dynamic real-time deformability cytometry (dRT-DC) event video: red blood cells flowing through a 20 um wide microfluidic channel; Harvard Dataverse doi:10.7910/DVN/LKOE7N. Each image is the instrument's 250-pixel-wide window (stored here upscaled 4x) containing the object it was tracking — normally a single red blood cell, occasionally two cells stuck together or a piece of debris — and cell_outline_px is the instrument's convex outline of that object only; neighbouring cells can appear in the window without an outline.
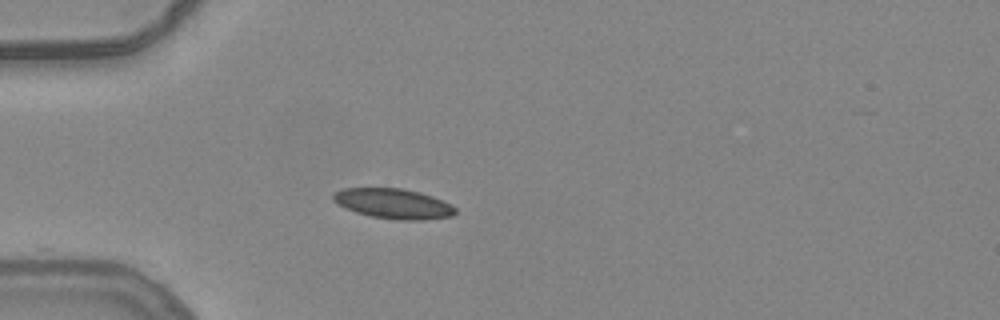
{"species": "common noctule bat (a hibernating species)", "species_latin": "Nyctalus noctula", "temperature_condition": "warm", "stored_images_in_passage": 27, "camera_frame_rate_fps": 3000, "um_per_image_px": 0.085, "animal": {"sex": "female", "body_mass_g": 24.6, "forearm_length_mm": 56.2}, "frame": {"image": 1, "passage_image": 1, "time_ms": 0.0, "image_size_px": [1000, 320], "cell_outline_px": [[456, 212], [452, 216], [424, 220], [400, 220], [372, 216], [356, 212], [344, 208], [336, 204], [332, 200], [332, 196], [336, 192], [344, 188], [400, 188], [420, 192], [432, 196], [456, 208]], "centroid_in_image_um": [33.4, 17.31], "position_along_channel_um": 51.6, "area_um2": 21.27}}
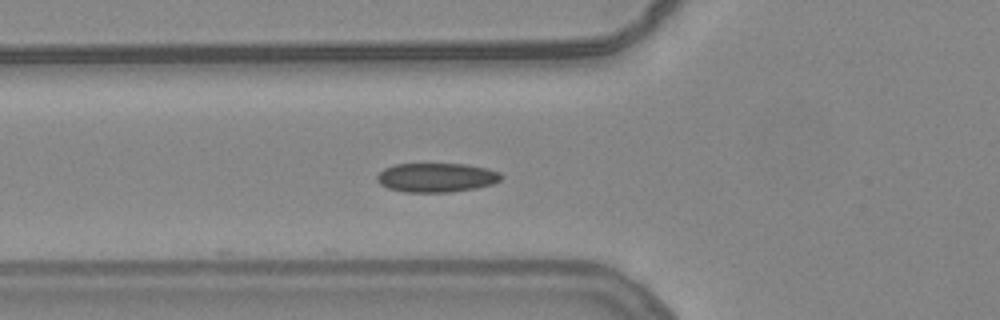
{"frame": {"image": 2, "passage_image": 5, "time_ms": 1.333, "image_size_px": [1000, 320], "cell_outline_px": [[504, 176], [500, 180], [492, 184], [476, 188], [452, 192], [404, 192], [388, 188], [380, 184], [376, 180], [376, 176], [384, 168], [396, 164], [464, 164], [488, 168], [500, 172]], "centroid_in_image_um": [37.11, 15.09], "position_along_channel_um": 88.7, "area_um2": 21.21}}
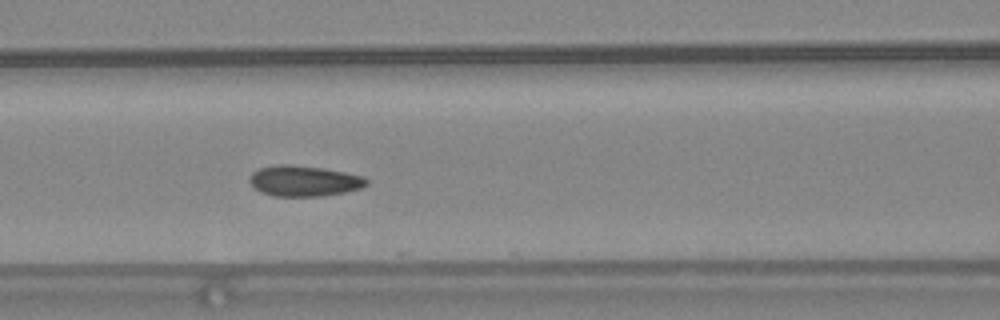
{"frame": {"image": 3, "passage_image": 9, "time_ms": 2.667, "image_size_px": [1000, 320], "cell_outline_px": [[368, 184], [360, 188], [344, 192], [320, 196], [272, 196], [260, 192], [248, 180], [252, 172], [260, 168], [276, 164], [288, 164], [324, 168], [364, 176], [368, 180]], "centroid_in_image_um": [25.83, 15.37], "position_along_channel_um": 140.8, "area_um2": 20.92}, "authors_computed_cell_mechanics": {"area_um2": 20.7502, "velocity_mm_per_s": 3.8369, "shape_relaxation_time_tau1_ms": 5.7709, "shape_relaxation_time_tau2_ms": 1.3759, "deformation_change_tau1": 0.1314, "deformation_change_tau2": 0.0728}}